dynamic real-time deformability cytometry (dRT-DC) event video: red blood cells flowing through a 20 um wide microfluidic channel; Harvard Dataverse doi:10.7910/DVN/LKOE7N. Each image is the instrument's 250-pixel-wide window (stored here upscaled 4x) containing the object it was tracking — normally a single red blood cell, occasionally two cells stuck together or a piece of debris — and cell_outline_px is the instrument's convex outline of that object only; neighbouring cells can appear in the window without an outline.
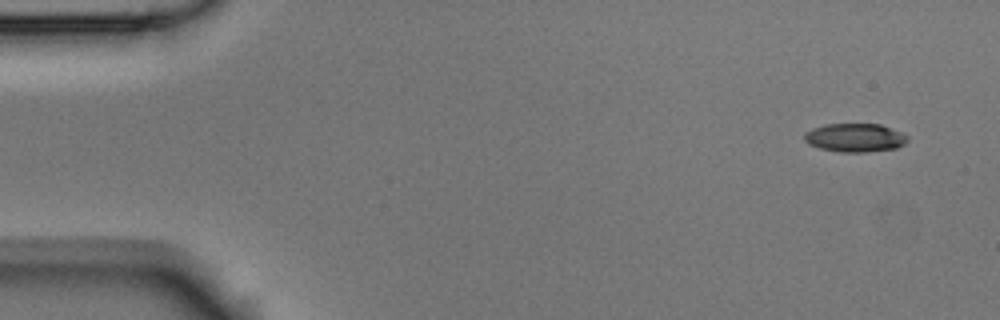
{"species": "Egyptian fruit bat (a non-hibernating species)", "species_latin": "Rousettus aegyptiacus", "temperature_condition": "room temperature", "stored_images_in_passage": 5, "camera_frame_rate_fps": 3000, "um_per_image_px": 0.085, "animal": {"sex": "male"}, "frame": {"image": 1, "passage_image": 1, "time_ms": 0.0, "image_size_px": [1000, 320], "cell_outline_px": [[908, 140], [904, 144], [896, 148], [864, 152], [840, 152], [820, 148], [808, 144], [804, 140], [804, 132], [812, 128], [824, 124], [880, 124], [900, 132], [908, 136]], "centroid_in_image_um": [72.64, 11.7], "position_along_channel_um": 12.4, "area_um2": 17.17}}
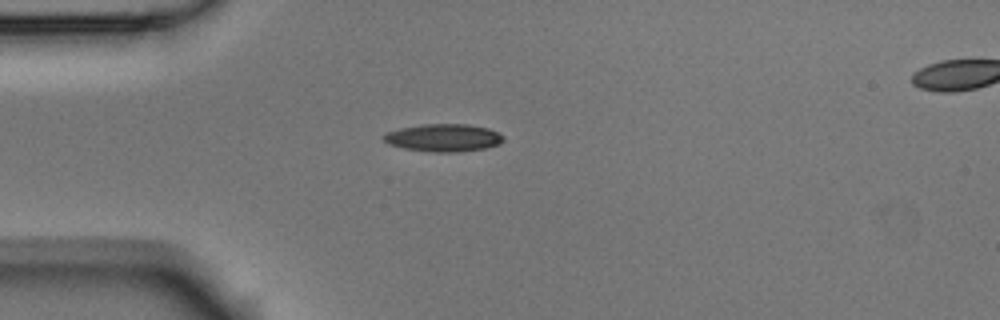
{"frame": {"image": 2, "passage_image": 4, "time_ms": 1.0, "image_size_px": [1000, 320], "cell_outline_px": [[504, 140], [500, 144], [484, 148], [456, 152], [432, 152], [404, 148], [388, 144], [380, 136], [388, 132], [400, 128], [420, 124], [468, 124], [488, 128], [504, 136]], "centroid_in_image_um": [37.68, 11.7], "position_along_channel_um": 47.3, "area_um2": 19.31}}